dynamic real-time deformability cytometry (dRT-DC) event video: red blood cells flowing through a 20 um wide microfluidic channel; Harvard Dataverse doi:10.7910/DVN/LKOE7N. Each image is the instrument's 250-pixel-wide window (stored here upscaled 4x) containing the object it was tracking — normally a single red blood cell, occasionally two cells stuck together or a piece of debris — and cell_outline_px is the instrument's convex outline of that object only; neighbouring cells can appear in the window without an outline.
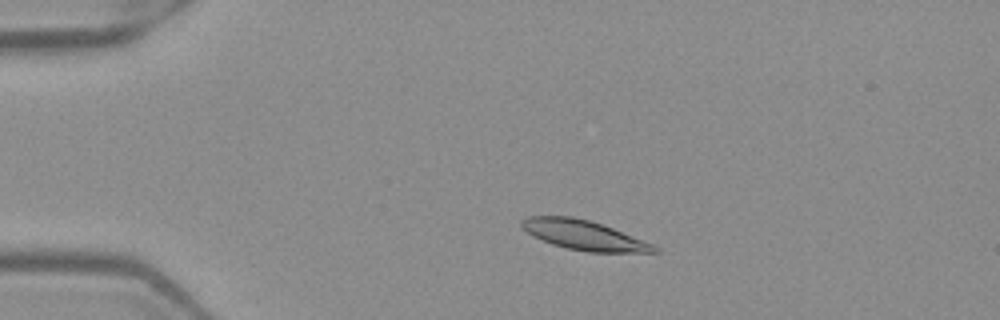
{"species": "Egyptian fruit bat (a non-hibernating species)", "species_latin": "Rousettus aegyptiacus", "temperature_condition": "warm", "stored_images_in_passage": 48, "camera_frame_rate_fps": 3000, "um_per_image_px": 0.085, "frame": {"image": 1, "passage_image": 7, "time_ms": 2.0, "image_size_px": [1000, 320], "cell_outline_px": [[660, 252], [588, 252], [568, 248], [552, 244], [532, 236], [520, 228], [520, 220], [524, 216], [572, 216], [588, 220], [612, 228], [652, 244], [660, 248]], "centroid_in_image_um": [49.55, 19.98], "position_along_channel_um": 35.5, "area_um2": 22.77}}
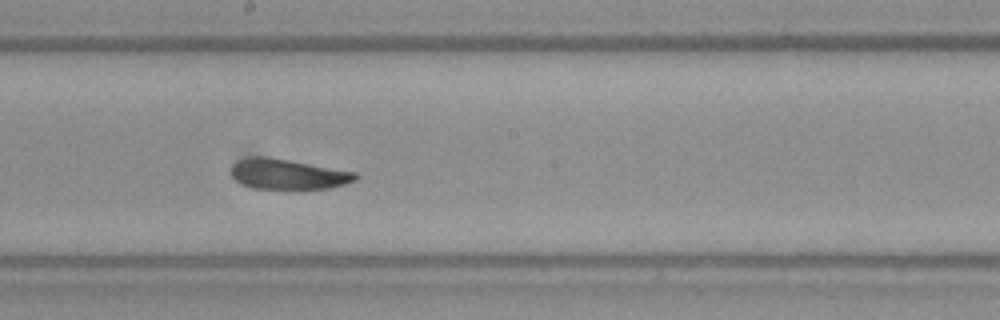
{"frame": {"image": 2, "passage_image": 25, "time_ms": 8.0, "image_size_px": [1000, 320], "cell_outline_px": [[360, 176], [356, 180], [344, 184], [328, 188], [252, 188], [236, 180], [232, 176], [232, 164], [236, 160], [252, 156], [264, 156], [288, 160], [356, 172]], "centroid_in_image_um": [24.46, 14.79], "position_along_channel_um": 223.7, "area_um2": 21.62}}
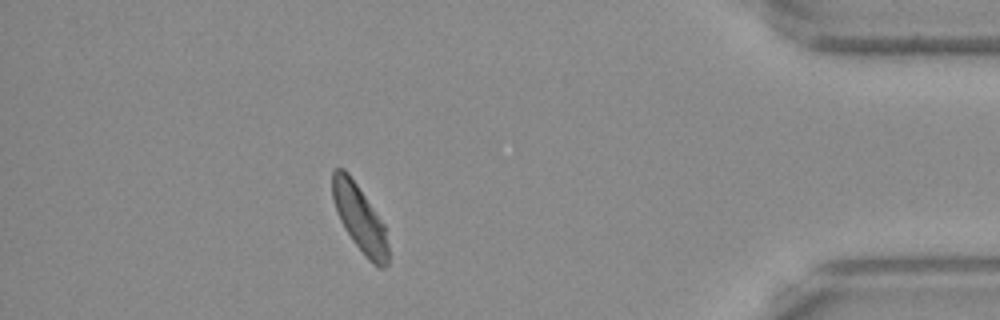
{"frame": {"image": 3, "passage_image": 42, "time_ms": 13.667, "image_size_px": [1000, 320], "cell_outline_px": [[388, 264], [384, 268], [380, 268], [372, 264], [368, 260], [352, 240], [344, 228], [340, 220], [332, 200], [332, 172], [336, 168], [344, 168], [348, 172], [384, 224], [388, 244]], "centroid_in_image_um": [30.57, 18.58], "position_along_channel_um": 404.6, "area_um2": 21.62}, "authors_computed_cell_mechanics": {"area_um2": 22.2819, "velocity_mm_per_s": 3.9488, "shape_relaxation_time_tau1_ms": 10.5762, "shape_relaxation_time_tau2_ms": 4.439, "deformation_change_tau1": 0.2399, "deformation_change_tau2": 0.1092}}